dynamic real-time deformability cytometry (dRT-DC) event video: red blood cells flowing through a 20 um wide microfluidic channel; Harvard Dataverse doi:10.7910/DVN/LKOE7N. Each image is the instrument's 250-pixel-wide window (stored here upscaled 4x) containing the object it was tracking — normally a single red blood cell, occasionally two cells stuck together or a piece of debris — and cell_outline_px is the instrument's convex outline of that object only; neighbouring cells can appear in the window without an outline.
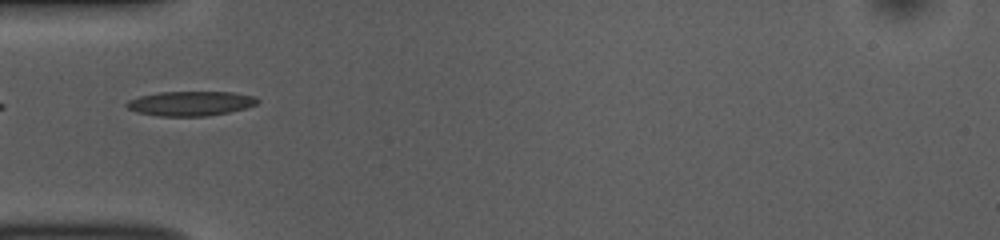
{"species": "common noctule bat (a hibernating species)", "species_latin": "Nyctalus noctula", "temperature_condition": "room temperature", "stored_images_in_passage": 38, "camera_frame_rate_fps": 3000, "um_per_image_px": 0.085, "animal": {"sex": "female", "body_mass_g": 10.0, "forearm_length_mm": 53.1}, "frame": {"image": 1, "passage_image": 2, "time_ms": 0.333, "image_size_px": [1000, 240], "cell_outline_px": [[260, 100], [256, 104], [244, 108], [228, 112], [204, 116], [160, 116], [136, 112], [128, 108], [124, 104], [128, 100], [140, 96], [160, 92], [232, 92], [256, 96]], "centroid_in_image_um": [16.18, 8.79], "position_along_channel_um": 68.8, "area_um2": 18.67}}
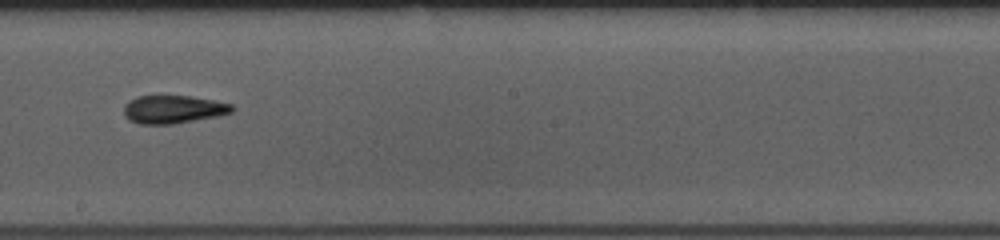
{"frame": {"image": 2, "passage_image": 15, "time_ms": 4.667, "image_size_px": [1000, 240], "cell_outline_px": [[236, 108], [232, 112], [220, 116], [172, 124], [140, 124], [128, 120], [124, 116], [124, 104], [128, 100], [136, 96], [188, 96], [212, 100], [232, 104]], "centroid_in_image_um": [14.71, 9.3], "position_along_channel_um": 233.5, "area_um2": 17.86}}
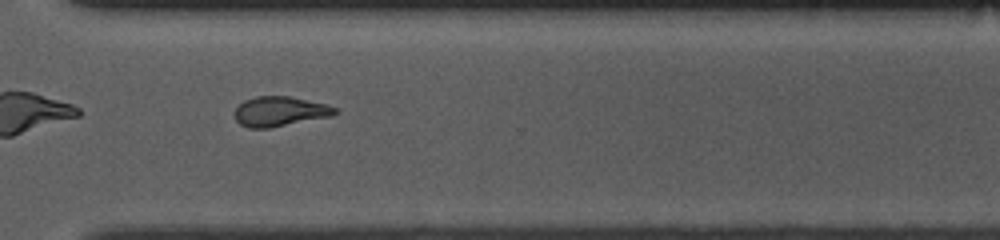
{"frame": {"image": 3, "passage_image": 24, "time_ms": 7.667, "image_size_px": [1000, 240], "cell_outline_px": [[340, 112], [332, 116], [268, 128], [248, 128], [240, 124], [236, 120], [236, 108], [244, 100], [256, 96], [288, 96], [324, 104], [336, 108]], "centroid_in_image_um": [23.79, 9.47], "position_along_channel_um": 346.8, "area_um2": 17.22}, "authors_computed_cell_mechanics": {"area_um2": 17.8313, "velocity_mm_per_s": 3.7873, "shape_relaxation_time_tau1_ms": 5.9791, "shape_relaxation_time_tau2_ms": 5.6225, "deformation_change_tau1": 0.1771, "deformation_change_tau2": 0.1279}}